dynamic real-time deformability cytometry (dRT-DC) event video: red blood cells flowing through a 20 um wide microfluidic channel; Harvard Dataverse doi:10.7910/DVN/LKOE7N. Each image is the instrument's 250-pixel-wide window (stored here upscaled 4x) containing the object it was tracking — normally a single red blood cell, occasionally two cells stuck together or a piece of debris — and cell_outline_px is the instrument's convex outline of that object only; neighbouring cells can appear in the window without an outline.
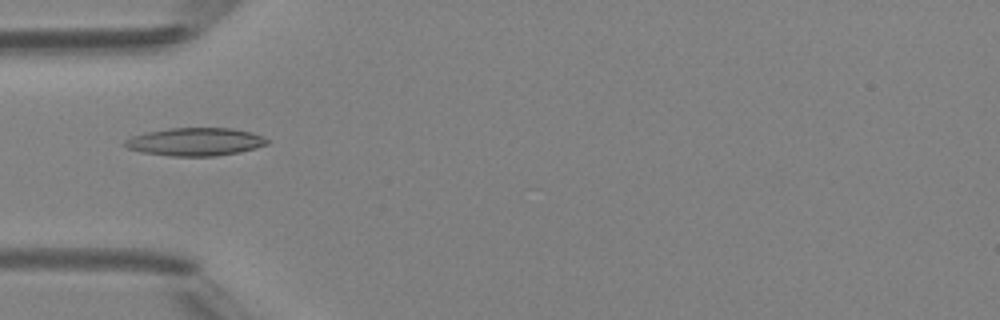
{"species": "Egyptian fruit bat (a non-hibernating species)", "species_latin": "Rousettus aegyptiacus", "temperature_condition": "room temperature", "stored_images_in_passage": 41, "camera_frame_rate_fps": 3000, "um_per_image_px": 0.085, "animal": {"sex": "female"}, "frame": {"image": 1, "passage_image": 9, "time_ms": 2.667, "image_size_px": [1000, 320], "cell_outline_px": [[268, 144], [256, 148], [240, 152], [216, 156], [172, 156], [140, 152], [128, 148], [124, 144], [124, 140], [132, 136], [148, 132], [168, 128], [232, 128], [252, 132], [268, 140]], "centroid_in_image_um": [16.6, 12.05], "position_along_channel_um": 68.4, "area_um2": 23.18}}
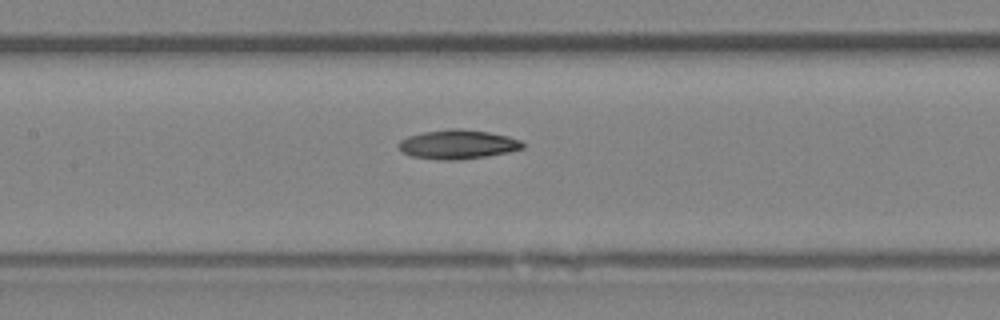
{"frame": {"image": 2, "passage_image": 16, "time_ms": 5.0, "image_size_px": [1000, 320], "cell_outline_px": [[524, 148], [508, 152], [488, 156], [456, 160], [440, 160], [412, 156], [404, 152], [396, 144], [400, 140], [408, 136], [424, 132], [448, 128], [460, 128], [488, 132], [508, 136], [520, 140], [524, 144]], "centroid_in_image_um": [38.91, 12.27], "position_along_channel_um": 168.5, "area_um2": 21.1}}
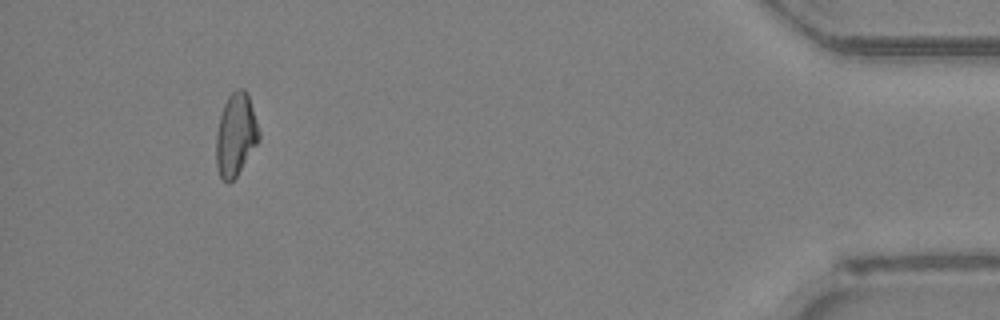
{"frame": {"image": 3, "passage_image": 38, "time_ms": 12.333, "image_size_px": [1000, 320], "cell_outline_px": [[260, 140], [236, 176], [228, 184], [220, 176], [216, 168], [216, 132], [220, 116], [224, 104], [228, 96], [236, 88], [244, 88], [248, 92], [260, 132]], "centroid_in_image_um": [20.04, 11.43], "position_along_channel_um": 415.2, "area_um2": 20.81}}